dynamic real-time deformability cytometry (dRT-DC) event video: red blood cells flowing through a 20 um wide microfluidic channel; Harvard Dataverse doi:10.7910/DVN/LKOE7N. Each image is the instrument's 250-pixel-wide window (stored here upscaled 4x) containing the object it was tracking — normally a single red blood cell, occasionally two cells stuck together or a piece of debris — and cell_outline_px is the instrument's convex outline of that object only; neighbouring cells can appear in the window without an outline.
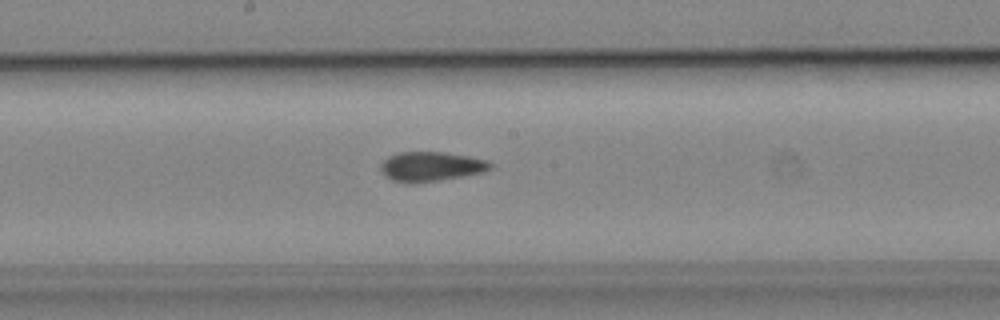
{"species": "common noctule bat (a hibernating species)", "species_latin": "Nyctalus noctula", "temperature_condition": "cold", "stored_images_in_passage": 8, "camera_frame_rate_fps": 3000, "um_per_image_px": 0.085, "animal": {"sex": "male", "body_mass_g": 19.2, "forearm_length_mm": 51.8}, "frame": {"image": 1, "passage_image": 8, "time_ms": 2.333, "image_size_px": [1000, 320], "cell_outline_px": [[492, 168], [484, 172], [440, 180], [412, 184], [408, 184], [392, 180], [384, 176], [380, 172], [380, 164], [388, 156], [400, 152], [444, 152], [468, 156], [488, 160], [492, 164]], "centroid_in_image_um": [36.6, 14.16], "position_along_channel_um": 211.6, "area_um2": 19.13}}